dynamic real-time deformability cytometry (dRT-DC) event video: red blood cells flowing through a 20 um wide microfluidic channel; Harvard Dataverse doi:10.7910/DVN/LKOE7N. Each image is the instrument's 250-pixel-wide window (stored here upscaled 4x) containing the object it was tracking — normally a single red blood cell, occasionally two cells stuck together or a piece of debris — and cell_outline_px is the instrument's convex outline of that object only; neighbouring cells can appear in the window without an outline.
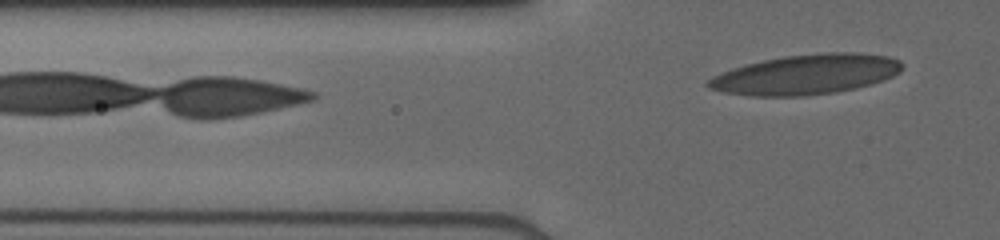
{"species": "human", "species_latin": "Homo sapiens", "temperature_condition": "cold", "stored_images_in_passage": 4, "camera_frame_rate_fps": 3000, "um_per_image_px": 0.085, "donor": {"sex": "male"}, "frame": {"image": 1, "passage_image": 4, "time_ms": 2.0, "image_size_px": [1000, 240], "cell_outline_px": [[904, 64], [900, 72], [892, 76], [868, 84], [852, 88], [832, 92], [804, 96], [752, 96], [724, 92], [708, 88], [704, 84], [712, 76], [720, 72], [732, 68], [764, 60], [784, 56], [824, 52], [860, 52], [888, 56], [900, 60]], "centroid_in_image_um": [68.49, 6.31], "position_along_channel_um": 57.3, "area_um2": 45.03}}